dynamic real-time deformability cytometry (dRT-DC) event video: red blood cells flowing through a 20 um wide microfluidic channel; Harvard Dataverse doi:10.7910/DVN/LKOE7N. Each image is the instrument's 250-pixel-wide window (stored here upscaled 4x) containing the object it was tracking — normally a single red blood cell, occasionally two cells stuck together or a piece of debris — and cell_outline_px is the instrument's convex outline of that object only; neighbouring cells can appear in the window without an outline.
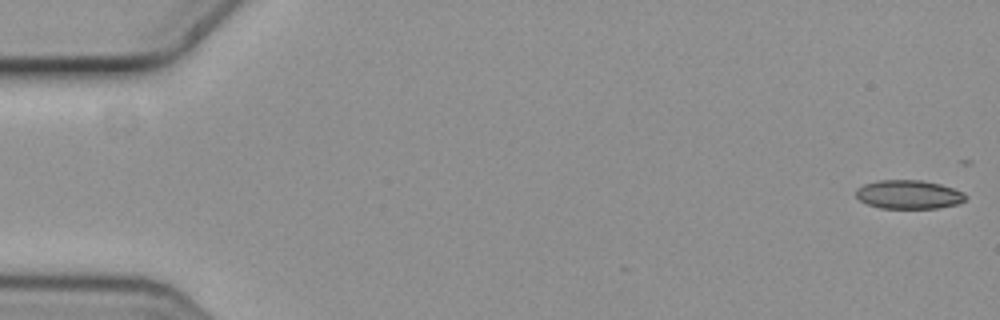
{"species": "common noctule bat (a hibernating species)", "species_latin": "Nyctalus noctula", "temperature_condition": "cold", "stored_images_in_passage": 7, "segment_of_instrument_passage": [2, 2], "camera_frame_rate_fps": 3000, "um_per_image_px": 0.085, "animal": {"sex": "female", "body_mass_g": 19.3, "forearm_length_mm": 54.1}, "frame": {"image": 1, "passage_image": 7, "time_ms": 2.0, "image_size_px": [1000, 320], "cell_outline_px": [[968, 196], [964, 200], [956, 204], [936, 208], [880, 208], [868, 204], [860, 200], [856, 196], [856, 188], [864, 184], [880, 180], [920, 180], [940, 184], [964, 192]], "centroid_in_image_um": [77.23, 16.53], "position_along_channel_um": 7.8, "area_um2": 18.26}}